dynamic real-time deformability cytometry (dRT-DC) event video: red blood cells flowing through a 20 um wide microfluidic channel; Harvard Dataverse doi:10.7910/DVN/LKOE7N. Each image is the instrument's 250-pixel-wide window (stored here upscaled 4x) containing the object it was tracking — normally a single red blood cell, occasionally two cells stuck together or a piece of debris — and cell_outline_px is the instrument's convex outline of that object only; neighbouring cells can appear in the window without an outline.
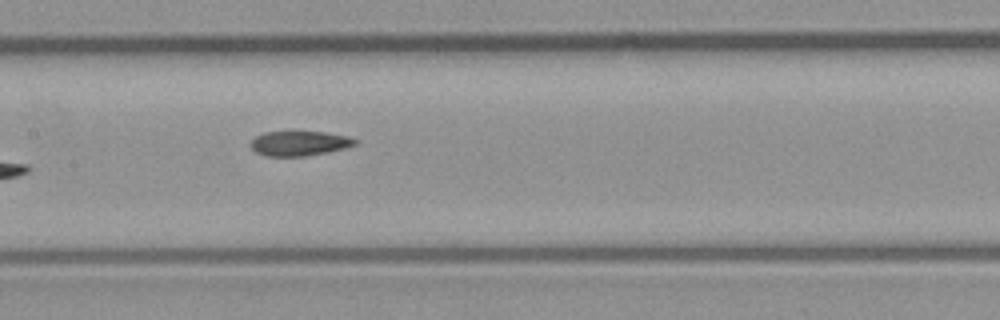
{"species": "common noctule bat (a hibernating species)", "species_latin": "Nyctalus noctula", "temperature_condition": "room temperature", "stored_images_in_passage": 8, "camera_frame_rate_fps": 3000, "um_per_image_px": 0.085, "animal": {"sex": "male", "body_mass_g": 23.1, "forearm_length_mm": 52.7}, "frame": {"image": 1, "passage_image": 7, "time_ms": 7.667, "image_size_px": [1000, 320], "cell_outline_px": [[356, 144], [344, 148], [328, 152], [304, 156], [264, 156], [256, 152], [252, 148], [252, 140], [256, 136], [264, 132], [324, 132], [348, 136], [356, 140]], "centroid_in_image_um": [25.44, 12.19], "position_along_channel_um": 182.0, "area_um2": 14.85}}
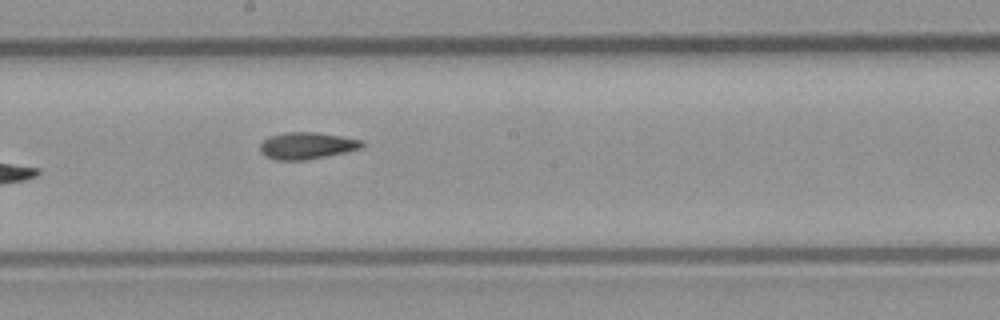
{"frame": {"image": 2, "passage_image": 8, "time_ms": 8.667, "image_size_px": [1000, 320], "cell_outline_px": [[364, 144], [360, 148], [344, 152], [308, 160], [276, 160], [264, 156], [260, 152], [260, 144], [268, 136], [284, 132], [316, 132], [364, 140]], "centroid_in_image_um": [26.04, 12.38], "position_along_channel_um": 222.2, "area_um2": 16.01}}